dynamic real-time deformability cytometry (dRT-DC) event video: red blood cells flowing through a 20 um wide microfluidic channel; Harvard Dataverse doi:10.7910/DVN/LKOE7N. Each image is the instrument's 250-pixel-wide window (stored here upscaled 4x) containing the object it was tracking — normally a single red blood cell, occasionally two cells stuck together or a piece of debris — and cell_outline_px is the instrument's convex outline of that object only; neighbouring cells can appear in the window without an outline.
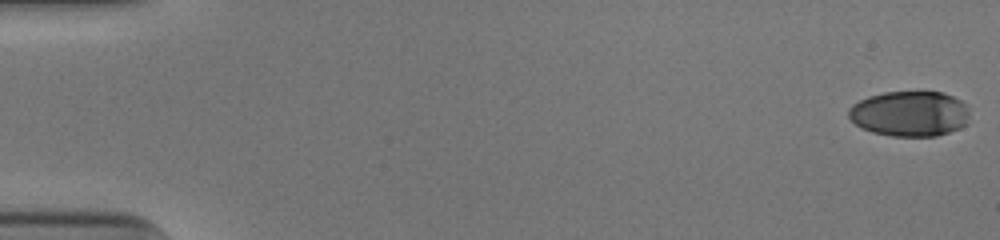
{"species": "human", "species_latin": "Homo sapiens", "temperature_condition": "cold", "stored_images_in_passage": 52, "camera_frame_rate_fps": 3000, "um_per_image_px": 0.085, "donor": {"sex": "male"}, "frame": {"image": 1, "passage_image": 1, "time_ms": 0.0, "image_size_px": [1000, 240], "cell_outline_px": [[968, 124], [960, 128], [936, 136], [892, 136], [872, 132], [856, 124], [848, 116], [848, 108], [852, 104], [868, 96], [884, 92], [944, 92], [968, 104]], "centroid_in_image_um": [77.35, 9.66], "position_along_channel_um": 7.7, "area_um2": 32.14}}
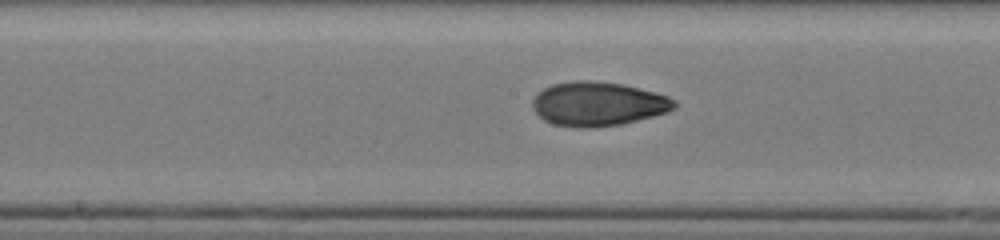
{"frame": {"image": 2, "passage_image": 28, "time_ms": 9.0, "image_size_px": [1000, 240], "cell_outline_px": [[676, 108], [668, 112], [624, 124], [596, 128], [576, 128], [552, 124], [544, 120], [536, 112], [532, 104], [532, 100], [544, 88], [552, 84], [580, 80], [588, 80], [624, 84], [668, 96], [676, 100]], "centroid_in_image_um": [50.86, 8.85], "position_along_channel_um": 197.3, "area_um2": 36.65}}
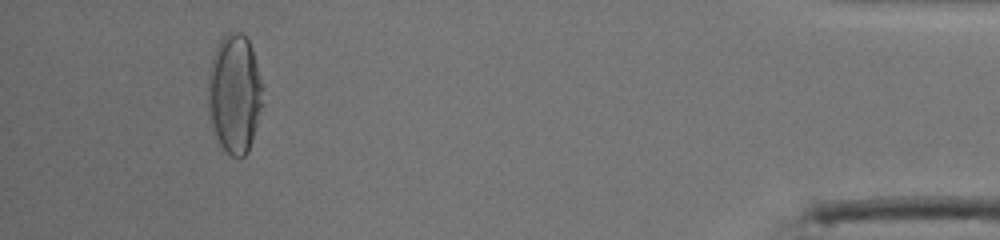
{"frame": {"image": 3, "passage_image": 49, "time_ms": 16.0, "image_size_px": [1000, 240], "cell_outline_px": [[260, 104], [256, 124], [248, 152], [244, 156], [232, 156], [220, 144], [216, 136], [208, 112], [208, 76], [212, 60], [216, 48], [220, 40], [228, 32], [240, 32], [248, 40], [252, 48], [256, 64], [260, 84]], "centroid_in_image_um": [19.89, 7.95], "position_along_channel_um": 415.3, "area_um2": 36.7}, "authors_computed_cell_mechanics": {"area_um2": 34.8245, "velocity_mm_per_s": 3.991, "shape_relaxation_time_tau1_ms": 6.1243, "shape_relaxation_time_tau2_ms": 2.333, "deformation_change_tau1": 0.2115, "deformation_change_tau2": 0.055}}